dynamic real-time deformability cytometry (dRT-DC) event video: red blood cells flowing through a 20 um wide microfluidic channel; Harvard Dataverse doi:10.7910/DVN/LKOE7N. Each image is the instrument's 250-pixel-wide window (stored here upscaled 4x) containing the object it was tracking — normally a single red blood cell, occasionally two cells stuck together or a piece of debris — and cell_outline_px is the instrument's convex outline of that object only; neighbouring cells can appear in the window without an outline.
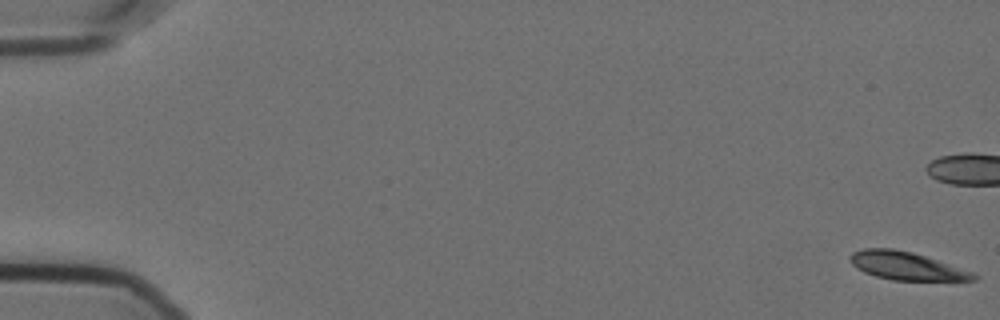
{"species": "Egyptian fruit bat (a non-hibernating species)", "species_latin": "Rousettus aegyptiacus", "temperature_condition": "cold", "stored_images_in_passage": 59, "camera_frame_rate_fps": 3000, "um_per_image_px": 0.085, "animal": {"sex": "female"}, "frame": {"image": 1, "passage_image": 1, "time_ms": 0.0, "image_size_px": [1000, 320], "cell_outline_px": [[980, 276], [976, 280], [892, 280], [876, 276], [864, 272], [856, 268], [848, 260], [848, 256], [852, 252], [864, 248], [892, 248], [912, 252], [972, 272]], "centroid_in_image_um": [76.98, 22.59], "position_along_channel_um": 8.0, "area_um2": 20.0}}
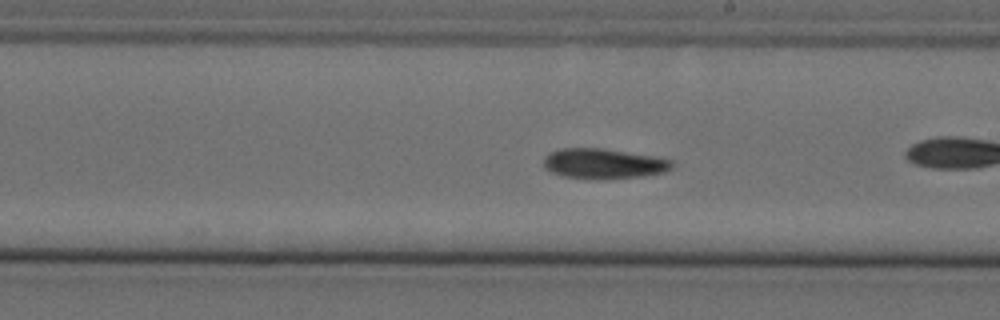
{"frame": {"image": 2, "passage_image": 34, "time_ms": 11.0, "image_size_px": [1000, 320], "cell_outline_px": [[672, 168], [664, 172], [644, 176], [560, 176], [544, 168], [544, 156], [548, 152], [560, 148], [600, 148], [652, 156], [672, 160]], "centroid_in_image_um": [51.26, 13.85], "position_along_channel_um": 237.7, "area_um2": 21.5}}
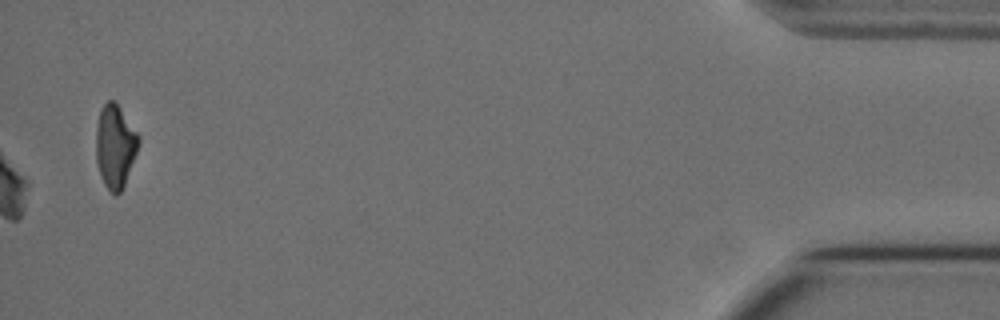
{"frame": {"image": 3, "passage_image": 59, "time_ms": 19.333, "image_size_px": [1000, 320], "cell_outline_px": [[140, 144], [124, 184], [120, 192], [116, 196], [112, 196], [108, 192], [104, 184], [96, 160], [96, 124], [100, 108], [108, 100], [116, 100], [140, 136]], "centroid_in_image_um": [9.79, 12.4], "position_along_channel_um": 425.4, "area_um2": 21.04}, "authors_computed_cell_mechanics": {"area_um2": 21.5594, "velocity_mm_per_s": 3.5607, "shape_relaxation_time_tau1_ms": 9.169, "shape_relaxation_time_tau2_ms": null, "deformation_change_tau1": 0.1624, "deformation_change_tau2": null}}